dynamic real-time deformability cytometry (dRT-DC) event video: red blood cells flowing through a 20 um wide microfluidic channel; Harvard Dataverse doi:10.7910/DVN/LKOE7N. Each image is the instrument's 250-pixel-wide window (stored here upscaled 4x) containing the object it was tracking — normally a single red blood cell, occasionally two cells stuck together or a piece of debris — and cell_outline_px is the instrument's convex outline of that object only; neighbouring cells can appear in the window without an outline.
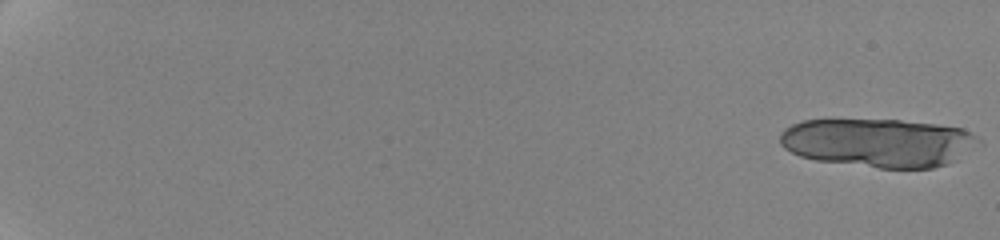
{"species": "human", "species_latin": "Homo sapiens", "temperature_condition": "cold", "stored_images_in_passage": 17, "camera_frame_rate_fps": 3000, "um_per_image_px": 0.085, "donor": {"sex": "female"}, "frame": {"image": 1, "passage_image": 1, "time_ms": 0.0, "image_size_px": [1000, 240], "cell_outline_px": [[984, 144], [948, 164], [932, 168], [880, 168], [816, 160], [800, 156], [784, 148], [780, 144], [780, 132], [784, 128], [792, 124], [804, 120], [900, 120], [936, 124], [964, 128], [984, 140]], "centroid_in_image_um": [74.74, 12.13], "position_along_channel_um": 10.3, "area_um2": 56.82}}